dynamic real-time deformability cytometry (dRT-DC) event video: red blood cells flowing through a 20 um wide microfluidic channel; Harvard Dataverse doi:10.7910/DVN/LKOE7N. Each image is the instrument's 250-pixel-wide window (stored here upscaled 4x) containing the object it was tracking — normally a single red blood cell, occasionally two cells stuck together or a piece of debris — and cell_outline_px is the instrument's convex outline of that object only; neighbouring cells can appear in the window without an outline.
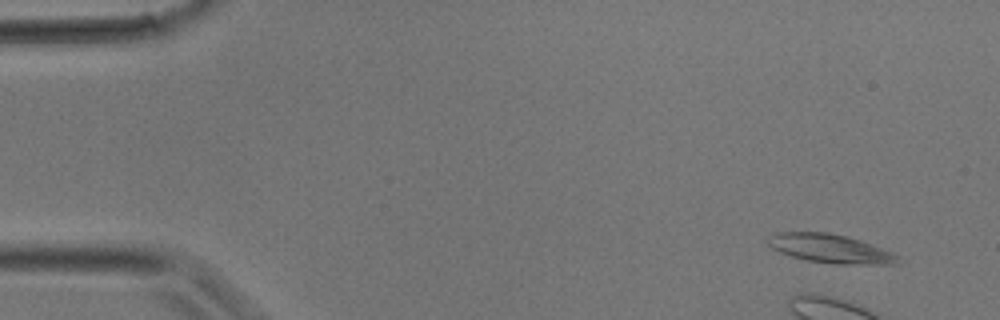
{"species": "common noctule bat (a hibernating species)", "species_latin": "Nyctalus noctula", "temperature_condition": "room temperature", "stored_images_in_passage": 3, "camera_frame_rate_fps": 3000, "um_per_image_px": 0.085, "animal": {"sex": "male", "body_mass_g": 17.9}, "frame": {"image": 1, "passage_image": 1, "time_ms": 0.0, "image_size_px": [1000, 320], "cell_outline_px": [[900, 264], [836, 264], [804, 260], [780, 252], [772, 248], [768, 244], [768, 236], [776, 232], [828, 232], [848, 236], [860, 240], [892, 252], [900, 256]], "centroid_in_image_um": [70.59, 21.13], "position_along_channel_um": 14.4, "area_um2": 21.91}}